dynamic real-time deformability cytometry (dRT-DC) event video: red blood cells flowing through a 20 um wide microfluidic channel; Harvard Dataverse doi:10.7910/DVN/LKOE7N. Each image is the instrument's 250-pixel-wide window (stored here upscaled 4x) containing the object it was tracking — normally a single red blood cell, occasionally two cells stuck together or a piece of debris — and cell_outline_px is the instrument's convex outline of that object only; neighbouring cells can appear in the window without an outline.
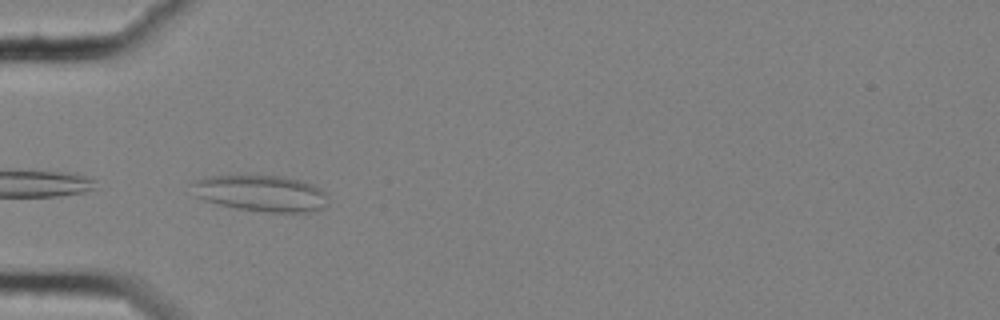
{"species": "common noctule bat (a hibernating species)", "species_latin": "Nyctalus noctula", "temperature_condition": "cold", "stored_images_in_passage": 19, "camera_frame_rate_fps": 3000, "um_per_image_px": 0.085, "animal": {"sex": "female", "body_mass_g": 25.1}, "frame": {"image": 1, "passage_image": 1, "time_ms": 0.0, "image_size_px": [1000, 320], "cell_outline_px": [[328, 204], [324, 208], [308, 212], [268, 212], [232, 208], [204, 200], [196, 196], [188, 184], [204, 176], [280, 176], [304, 180], [328, 192]], "centroid_in_image_um": [22.2, 16.43], "position_along_channel_um": 62.8, "area_um2": 29.25}}